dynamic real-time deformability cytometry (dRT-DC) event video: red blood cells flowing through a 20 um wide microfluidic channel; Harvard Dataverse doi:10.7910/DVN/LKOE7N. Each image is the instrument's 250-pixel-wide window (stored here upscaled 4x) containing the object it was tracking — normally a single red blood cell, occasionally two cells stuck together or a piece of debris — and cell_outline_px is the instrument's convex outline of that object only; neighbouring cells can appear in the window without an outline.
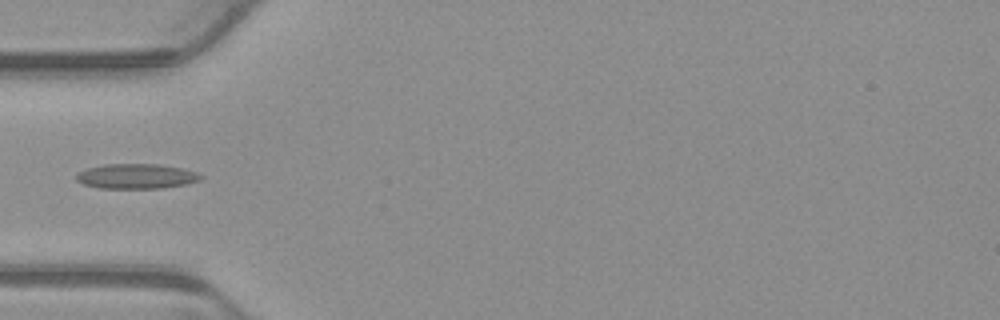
{"species": "common noctule bat (a hibernating species)", "species_latin": "Nyctalus noctula", "temperature_condition": "warm", "stored_images_in_passage": 3, "camera_frame_rate_fps": 3000, "um_per_image_px": 0.085, "animal": {"sex": "male", "body_mass_g": 23.1, "forearm_length_mm": 52.7}, "frame": {"image": 1, "passage_image": 3, "time_ms": 0.667, "image_size_px": [1000, 320], "cell_outline_px": [[204, 176], [200, 180], [184, 184], [160, 188], [100, 188], [84, 184], [76, 180], [76, 172], [88, 168], [104, 164], [160, 164], [184, 168], [196, 172]], "centroid_in_image_um": [11.59, 14.97], "position_along_channel_um": 73.4, "area_um2": 18.09}}